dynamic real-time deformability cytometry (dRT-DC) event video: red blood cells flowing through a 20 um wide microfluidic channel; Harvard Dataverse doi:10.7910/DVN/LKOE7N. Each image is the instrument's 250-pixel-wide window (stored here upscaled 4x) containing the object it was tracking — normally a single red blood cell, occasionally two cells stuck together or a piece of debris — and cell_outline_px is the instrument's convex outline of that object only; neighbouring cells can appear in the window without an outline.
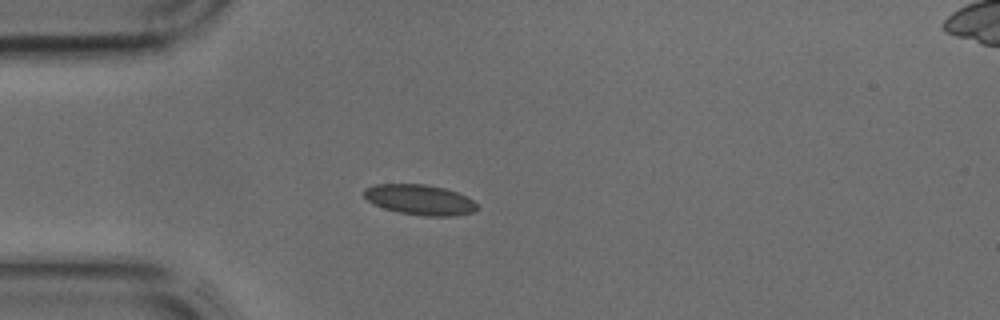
{"species": "common noctule bat (a hibernating species)", "species_latin": "Nyctalus noctula", "temperature_condition": "cold", "stored_images_in_passage": 33, "camera_frame_rate_fps": 3000, "um_per_image_px": 0.085, "animal": {"sex": "male", "body_mass_g": 17.9, "forearm_length_mm": 54.2}, "frame": {"image": 1, "passage_image": 1, "time_ms": 0.0, "image_size_px": [1000, 320], "cell_outline_px": [[480, 208], [476, 212], [452, 216], [424, 216], [400, 212], [384, 208], [372, 204], [364, 196], [364, 188], [376, 184], [424, 184], [444, 188], [456, 192], [472, 200]], "centroid_in_image_um": [35.69, 16.98], "position_along_channel_um": 49.3, "area_um2": 19.94}}
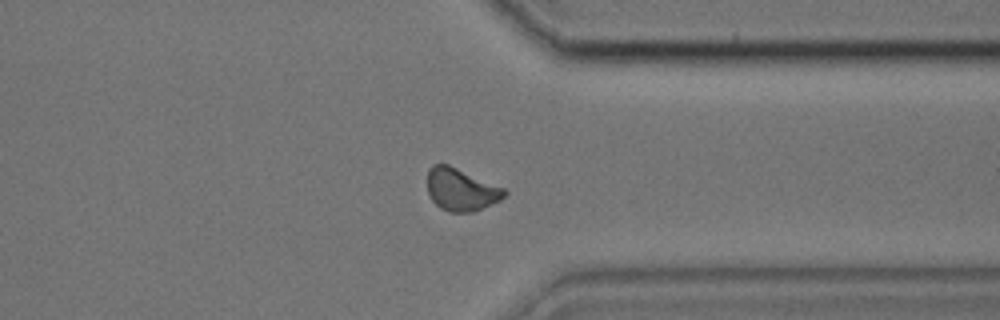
{"frame": {"image": 2, "passage_image": 23, "time_ms": 7.333, "image_size_px": [1000, 320], "cell_outline_px": [[508, 192], [500, 200], [472, 212], [448, 212], [440, 208], [432, 200], [428, 192], [428, 168], [432, 164], [448, 164], [504, 188]], "centroid_in_image_um": [39.17, 16.11], "position_along_channel_um": 372.2, "area_um2": 18.9}}
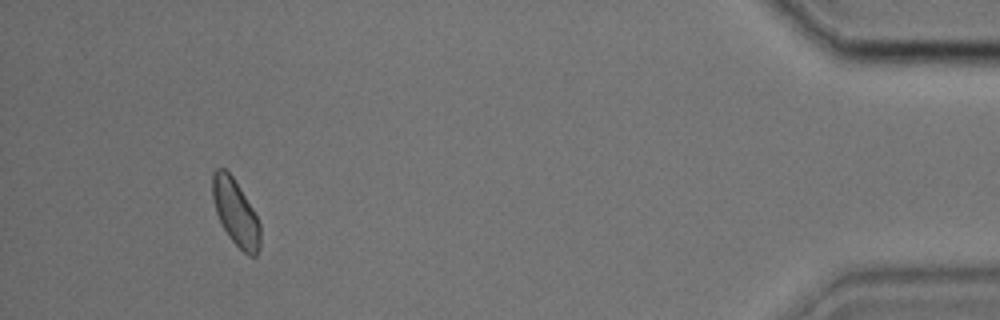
{"frame": {"image": 3, "passage_image": 30, "time_ms": 9.667, "image_size_px": [1000, 320], "cell_outline_px": [[260, 248], [256, 256], [248, 256], [228, 236], [216, 212], [212, 196], [212, 172], [216, 168], [224, 168], [232, 176], [240, 188], [252, 208], [260, 224]], "centroid_in_image_um": [20.02, 18.06], "position_along_channel_um": 415.2, "area_um2": 18.21}}